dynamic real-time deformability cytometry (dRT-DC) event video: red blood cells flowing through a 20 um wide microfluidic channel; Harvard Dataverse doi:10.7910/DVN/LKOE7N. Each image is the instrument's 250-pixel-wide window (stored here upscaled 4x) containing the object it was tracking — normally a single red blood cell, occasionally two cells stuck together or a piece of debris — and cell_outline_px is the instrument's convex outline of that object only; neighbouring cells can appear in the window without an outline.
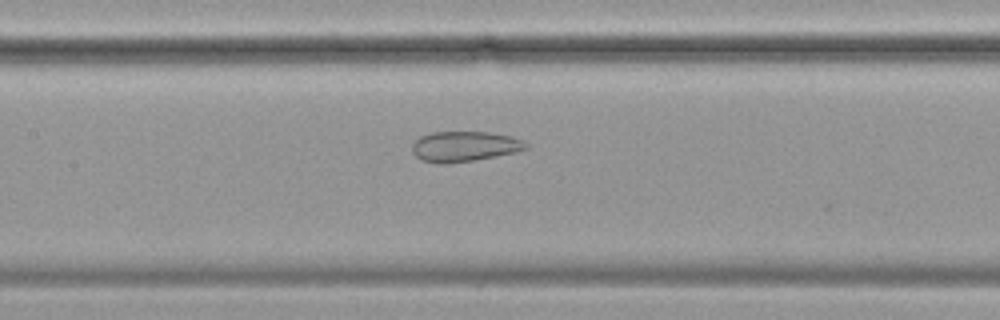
{"species": "common noctule bat (a hibernating species)", "species_latin": "Nyctalus noctula", "temperature_condition": "cold", "stored_images_in_passage": 17, "camera_frame_rate_fps": 3000, "um_per_image_px": 0.085, "animal": {"sex": "female", "body_mass_g": 19.9}, "frame": {"image": 1, "passage_image": 15, "time_ms": 4.667, "image_size_px": [1000, 320], "cell_outline_px": [[528, 148], [516, 152], [496, 156], [448, 164], [444, 164], [420, 160], [412, 152], [412, 144], [420, 136], [432, 132], [488, 132], [512, 136], [524, 140], [528, 144]], "centroid_in_image_um": [39.48, 12.44], "position_along_channel_um": 167.9, "area_um2": 20.17}}